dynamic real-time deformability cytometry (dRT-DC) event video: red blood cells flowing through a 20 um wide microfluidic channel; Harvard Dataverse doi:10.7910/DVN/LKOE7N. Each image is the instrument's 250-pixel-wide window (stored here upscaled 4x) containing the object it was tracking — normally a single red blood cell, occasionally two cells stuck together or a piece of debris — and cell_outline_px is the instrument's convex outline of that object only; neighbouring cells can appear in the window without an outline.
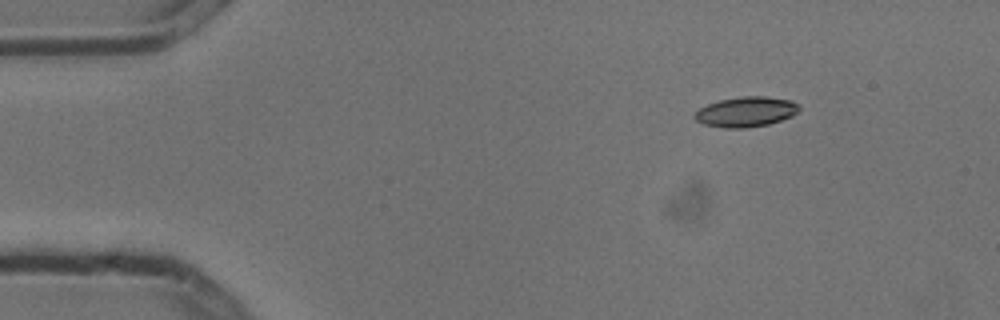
{"species": "common noctule bat (a hibernating species)", "species_latin": "Nyctalus noctula", "temperature_condition": "cold", "stored_images_in_passage": 3, "camera_frame_rate_fps": 3000, "um_per_image_px": 0.085, "animal": {"sex": "male", "body_mass_g": 13.3}, "frame": {"image": 1, "passage_image": 1, "time_ms": 0.0, "image_size_px": [1000, 320], "cell_outline_px": [[800, 108], [792, 116], [768, 124], [744, 128], [724, 128], [704, 124], [696, 120], [692, 116], [700, 108], [708, 104], [720, 100], [740, 96], [764, 96], [792, 100], [800, 104]], "centroid_in_image_um": [63.42, 9.49], "position_along_channel_um": 21.6, "area_um2": 18.32}}
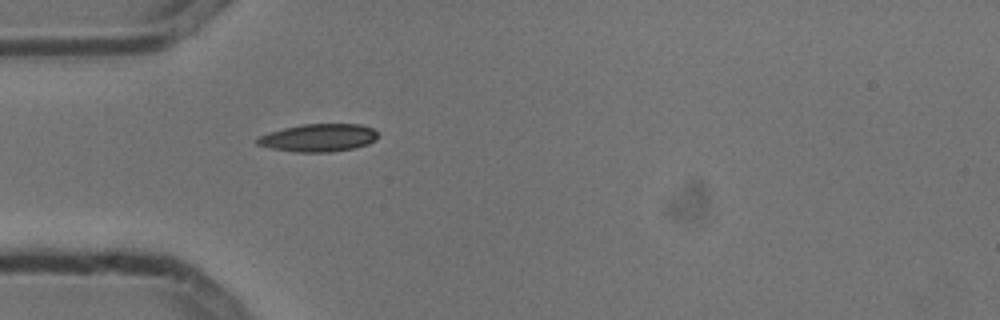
{"frame": {"image": 2, "passage_image": 3, "time_ms": 0.667, "image_size_px": [1000, 320], "cell_outline_px": [[376, 140], [368, 144], [356, 148], [332, 152], [296, 152], [268, 148], [256, 144], [256, 140], [260, 136], [284, 128], [300, 124], [360, 124], [372, 128], [376, 132]], "centroid_in_image_um": [27.08, 11.72], "position_along_channel_um": 57.9, "area_um2": 19.54}}